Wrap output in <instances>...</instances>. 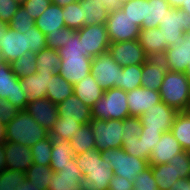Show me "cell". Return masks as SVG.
<instances>
[{"instance_id": "1", "label": "cell", "mask_w": 190, "mask_h": 190, "mask_svg": "<svg viewBox=\"0 0 190 190\" xmlns=\"http://www.w3.org/2000/svg\"><path fill=\"white\" fill-rule=\"evenodd\" d=\"M45 48H47L46 35L36 26L31 27L25 33L8 26L0 41V53L7 63L17 60L29 51L39 53Z\"/></svg>"}, {"instance_id": "2", "label": "cell", "mask_w": 190, "mask_h": 190, "mask_svg": "<svg viewBox=\"0 0 190 190\" xmlns=\"http://www.w3.org/2000/svg\"><path fill=\"white\" fill-rule=\"evenodd\" d=\"M79 170L83 174L81 190H109V182L114 173L112 166L101 157L95 148L74 156Z\"/></svg>"}, {"instance_id": "3", "label": "cell", "mask_w": 190, "mask_h": 190, "mask_svg": "<svg viewBox=\"0 0 190 190\" xmlns=\"http://www.w3.org/2000/svg\"><path fill=\"white\" fill-rule=\"evenodd\" d=\"M161 101L178 112L190 106V80L185 72L168 70L159 89Z\"/></svg>"}, {"instance_id": "4", "label": "cell", "mask_w": 190, "mask_h": 190, "mask_svg": "<svg viewBox=\"0 0 190 190\" xmlns=\"http://www.w3.org/2000/svg\"><path fill=\"white\" fill-rule=\"evenodd\" d=\"M6 127V141L22 144L27 147L35 145L38 141L49 135V132L25 110H19Z\"/></svg>"}, {"instance_id": "5", "label": "cell", "mask_w": 190, "mask_h": 190, "mask_svg": "<svg viewBox=\"0 0 190 190\" xmlns=\"http://www.w3.org/2000/svg\"><path fill=\"white\" fill-rule=\"evenodd\" d=\"M92 119L124 120L129 117L127 92L120 88L105 90L103 96L91 107Z\"/></svg>"}, {"instance_id": "6", "label": "cell", "mask_w": 190, "mask_h": 190, "mask_svg": "<svg viewBox=\"0 0 190 190\" xmlns=\"http://www.w3.org/2000/svg\"><path fill=\"white\" fill-rule=\"evenodd\" d=\"M101 157L112 166L114 175L122 176L130 182L149 166L148 160L128 155L123 148L103 150Z\"/></svg>"}, {"instance_id": "7", "label": "cell", "mask_w": 190, "mask_h": 190, "mask_svg": "<svg viewBox=\"0 0 190 190\" xmlns=\"http://www.w3.org/2000/svg\"><path fill=\"white\" fill-rule=\"evenodd\" d=\"M90 124L94 133L95 149L97 151L122 148V137L125 135L123 120L92 119Z\"/></svg>"}, {"instance_id": "8", "label": "cell", "mask_w": 190, "mask_h": 190, "mask_svg": "<svg viewBox=\"0 0 190 190\" xmlns=\"http://www.w3.org/2000/svg\"><path fill=\"white\" fill-rule=\"evenodd\" d=\"M121 72L122 66L113 60L109 51L92 58L91 74L104 91L120 88Z\"/></svg>"}, {"instance_id": "9", "label": "cell", "mask_w": 190, "mask_h": 190, "mask_svg": "<svg viewBox=\"0 0 190 190\" xmlns=\"http://www.w3.org/2000/svg\"><path fill=\"white\" fill-rule=\"evenodd\" d=\"M105 25L110 43L139 39L140 26L133 23L121 8L109 11Z\"/></svg>"}, {"instance_id": "10", "label": "cell", "mask_w": 190, "mask_h": 190, "mask_svg": "<svg viewBox=\"0 0 190 190\" xmlns=\"http://www.w3.org/2000/svg\"><path fill=\"white\" fill-rule=\"evenodd\" d=\"M164 42L168 47L183 42V35L190 31V14L179 8H170L159 22Z\"/></svg>"}, {"instance_id": "11", "label": "cell", "mask_w": 190, "mask_h": 190, "mask_svg": "<svg viewBox=\"0 0 190 190\" xmlns=\"http://www.w3.org/2000/svg\"><path fill=\"white\" fill-rule=\"evenodd\" d=\"M0 97L8 100L19 110H25L27 95L21 89V81L14 74L10 63L0 65Z\"/></svg>"}, {"instance_id": "12", "label": "cell", "mask_w": 190, "mask_h": 190, "mask_svg": "<svg viewBox=\"0 0 190 190\" xmlns=\"http://www.w3.org/2000/svg\"><path fill=\"white\" fill-rule=\"evenodd\" d=\"M76 32L82 41L85 56L93 58L108 51L110 41L105 24L83 26Z\"/></svg>"}, {"instance_id": "13", "label": "cell", "mask_w": 190, "mask_h": 190, "mask_svg": "<svg viewBox=\"0 0 190 190\" xmlns=\"http://www.w3.org/2000/svg\"><path fill=\"white\" fill-rule=\"evenodd\" d=\"M179 112L169 107L163 101L154 104L152 108L142 114L139 119L142 123V128L152 131L169 132L173 126L175 118Z\"/></svg>"}, {"instance_id": "14", "label": "cell", "mask_w": 190, "mask_h": 190, "mask_svg": "<svg viewBox=\"0 0 190 190\" xmlns=\"http://www.w3.org/2000/svg\"><path fill=\"white\" fill-rule=\"evenodd\" d=\"M108 51L112 55L113 60L122 67L143 65L149 59L139 40L112 42Z\"/></svg>"}, {"instance_id": "15", "label": "cell", "mask_w": 190, "mask_h": 190, "mask_svg": "<svg viewBox=\"0 0 190 190\" xmlns=\"http://www.w3.org/2000/svg\"><path fill=\"white\" fill-rule=\"evenodd\" d=\"M58 73L72 85L91 73L92 57L60 56Z\"/></svg>"}, {"instance_id": "16", "label": "cell", "mask_w": 190, "mask_h": 190, "mask_svg": "<svg viewBox=\"0 0 190 190\" xmlns=\"http://www.w3.org/2000/svg\"><path fill=\"white\" fill-rule=\"evenodd\" d=\"M168 70L185 72L190 63V31L183 35V42H177L168 47L161 58Z\"/></svg>"}, {"instance_id": "17", "label": "cell", "mask_w": 190, "mask_h": 190, "mask_svg": "<svg viewBox=\"0 0 190 190\" xmlns=\"http://www.w3.org/2000/svg\"><path fill=\"white\" fill-rule=\"evenodd\" d=\"M161 102L159 91L142 86L127 92V104L130 116L140 117L154 104Z\"/></svg>"}, {"instance_id": "18", "label": "cell", "mask_w": 190, "mask_h": 190, "mask_svg": "<svg viewBox=\"0 0 190 190\" xmlns=\"http://www.w3.org/2000/svg\"><path fill=\"white\" fill-rule=\"evenodd\" d=\"M25 111L48 132L51 131L59 117L57 104L47 98L28 102Z\"/></svg>"}, {"instance_id": "19", "label": "cell", "mask_w": 190, "mask_h": 190, "mask_svg": "<svg viewBox=\"0 0 190 190\" xmlns=\"http://www.w3.org/2000/svg\"><path fill=\"white\" fill-rule=\"evenodd\" d=\"M83 177L74 157L69 165L53 173L47 190H81L80 181Z\"/></svg>"}, {"instance_id": "20", "label": "cell", "mask_w": 190, "mask_h": 190, "mask_svg": "<svg viewBox=\"0 0 190 190\" xmlns=\"http://www.w3.org/2000/svg\"><path fill=\"white\" fill-rule=\"evenodd\" d=\"M178 140L169 132H164L161 135L160 141L154 146L150 154L149 165L167 164L171 159L182 152Z\"/></svg>"}, {"instance_id": "21", "label": "cell", "mask_w": 190, "mask_h": 190, "mask_svg": "<svg viewBox=\"0 0 190 190\" xmlns=\"http://www.w3.org/2000/svg\"><path fill=\"white\" fill-rule=\"evenodd\" d=\"M6 169L26 172L33 164L30 147L22 144L5 142Z\"/></svg>"}, {"instance_id": "22", "label": "cell", "mask_w": 190, "mask_h": 190, "mask_svg": "<svg viewBox=\"0 0 190 190\" xmlns=\"http://www.w3.org/2000/svg\"><path fill=\"white\" fill-rule=\"evenodd\" d=\"M58 116L88 124L92 121L91 108L84 104L75 94L57 104Z\"/></svg>"}, {"instance_id": "23", "label": "cell", "mask_w": 190, "mask_h": 190, "mask_svg": "<svg viewBox=\"0 0 190 190\" xmlns=\"http://www.w3.org/2000/svg\"><path fill=\"white\" fill-rule=\"evenodd\" d=\"M53 74L55 72H36L27 77L19 78L21 89L27 95L28 102L46 98L47 85Z\"/></svg>"}, {"instance_id": "24", "label": "cell", "mask_w": 190, "mask_h": 190, "mask_svg": "<svg viewBox=\"0 0 190 190\" xmlns=\"http://www.w3.org/2000/svg\"><path fill=\"white\" fill-rule=\"evenodd\" d=\"M168 68L161 58H149L142 65L141 86L159 91Z\"/></svg>"}, {"instance_id": "25", "label": "cell", "mask_w": 190, "mask_h": 190, "mask_svg": "<svg viewBox=\"0 0 190 190\" xmlns=\"http://www.w3.org/2000/svg\"><path fill=\"white\" fill-rule=\"evenodd\" d=\"M138 40L148 58H162L168 48L160 28L141 29Z\"/></svg>"}, {"instance_id": "26", "label": "cell", "mask_w": 190, "mask_h": 190, "mask_svg": "<svg viewBox=\"0 0 190 190\" xmlns=\"http://www.w3.org/2000/svg\"><path fill=\"white\" fill-rule=\"evenodd\" d=\"M73 93L90 108L103 96L104 90L90 73L73 85Z\"/></svg>"}, {"instance_id": "27", "label": "cell", "mask_w": 190, "mask_h": 190, "mask_svg": "<svg viewBox=\"0 0 190 190\" xmlns=\"http://www.w3.org/2000/svg\"><path fill=\"white\" fill-rule=\"evenodd\" d=\"M35 26L45 35L65 28L63 8L51 2L48 8L35 20Z\"/></svg>"}, {"instance_id": "28", "label": "cell", "mask_w": 190, "mask_h": 190, "mask_svg": "<svg viewBox=\"0 0 190 190\" xmlns=\"http://www.w3.org/2000/svg\"><path fill=\"white\" fill-rule=\"evenodd\" d=\"M170 8L167 0H145V17L141 29L158 28L160 20Z\"/></svg>"}, {"instance_id": "29", "label": "cell", "mask_w": 190, "mask_h": 190, "mask_svg": "<svg viewBox=\"0 0 190 190\" xmlns=\"http://www.w3.org/2000/svg\"><path fill=\"white\" fill-rule=\"evenodd\" d=\"M82 6L84 26L105 24L108 19L109 10L105 4L96 0H79Z\"/></svg>"}, {"instance_id": "30", "label": "cell", "mask_w": 190, "mask_h": 190, "mask_svg": "<svg viewBox=\"0 0 190 190\" xmlns=\"http://www.w3.org/2000/svg\"><path fill=\"white\" fill-rule=\"evenodd\" d=\"M70 141L53 139L50 167L54 172L61 171L74 158Z\"/></svg>"}, {"instance_id": "31", "label": "cell", "mask_w": 190, "mask_h": 190, "mask_svg": "<svg viewBox=\"0 0 190 190\" xmlns=\"http://www.w3.org/2000/svg\"><path fill=\"white\" fill-rule=\"evenodd\" d=\"M73 93V85L64 79L59 73H55L50 77L47 85L46 98L54 104L61 103Z\"/></svg>"}, {"instance_id": "32", "label": "cell", "mask_w": 190, "mask_h": 190, "mask_svg": "<svg viewBox=\"0 0 190 190\" xmlns=\"http://www.w3.org/2000/svg\"><path fill=\"white\" fill-rule=\"evenodd\" d=\"M71 147L75 156L86 152L87 150L95 148V138L92 131L91 124H84L72 136Z\"/></svg>"}, {"instance_id": "33", "label": "cell", "mask_w": 190, "mask_h": 190, "mask_svg": "<svg viewBox=\"0 0 190 190\" xmlns=\"http://www.w3.org/2000/svg\"><path fill=\"white\" fill-rule=\"evenodd\" d=\"M178 140L181 148L190 152V115L187 112H179L170 130Z\"/></svg>"}, {"instance_id": "34", "label": "cell", "mask_w": 190, "mask_h": 190, "mask_svg": "<svg viewBox=\"0 0 190 190\" xmlns=\"http://www.w3.org/2000/svg\"><path fill=\"white\" fill-rule=\"evenodd\" d=\"M152 174L159 190H169L180 179L174 165L169 163L152 166Z\"/></svg>"}, {"instance_id": "35", "label": "cell", "mask_w": 190, "mask_h": 190, "mask_svg": "<svg viewBox=\"0 0 190 190\" xmlns=\"http://www.w3.org/2000/svg\"><path fill=\"white\" fill-rule=\"evenodd\" d=\"M26 173V179L38 186L40 190H47L54 171L50 166L33 163Z\"/></svg>"}, {"instance_id": "36", "label": "cell", "mask_w": 190, "mask_h": 190, "mask_svg": "<svg viewBox=\"0 0 190 190\" xmlns=\"http://www.w3.org/2000/svg\"><path fill=\"white\" fill-rule=\"evenodd\" d=\"M83 126L82 123L76 120L58 117L49 135L53 139L70 141L73 134Z\"/></svg>"}, {"instance_id": "37", "label": "cell", "mask_w": 190, "mask_h": 190, "mask_svg": "<svg viewBox=\"0 0 190 190\" xmlns=\"http://www.w3.org/2000/svg\"><path fill=\"white\" fill-rule=\"evenodd\" d=\"M60 61L58 50L45 48L36 55L37 72L58 73Z\"/></svg>"}, {"instance_id": "38", "label": "cell", "mask_w": 190, "mask_h": 190, "mask_svg": "<svg viewBox=\"0 0 190 190\" xmlns=\"http://www.w3.org/2000/svg\"><path fill=\"white\" fill-rule=\"evenodd\" d=\"M36 55L37 53L29 51L10 63L16 77L23 78L37 72Z\"/></svg>"}, {"instance_id": "39", "label": "cell", "mask_w": 190, "mask_h": 190, "mask_svg": "<svg viewBox=\"0 0 190 190\" xmlns=\"http://www.w3.org/2000/svg\"><path fill=\"white\" fill-rule=\"evenodd\" d=\"M142 65L122 67L120 74V89L128 92L141 86Z\"/></svg>"}, {"instance_id": "40", "label": "cell", "mask_w": 190, "mask_h": 190, "mask_svg": "<svg viewBox=\"0 0 190 190\" xmlns=\"http://www.w3.org/2000/svg\"><path fill=\"white\" fill-rule=\"evenodd\" d=\"M53 138L48 135L30 147L33 163L50 166Z\"/></svg>"}, {"instance_id": "41", "label": "cell", "mask_w": 190, "mask_h": 190, "mask_svg": "<svg viewBox=\"0 0 190 190\" xmlns=\"http://www.w3.org/2000/svg\"><path fill=\"white\" fill-rule=\"evenodd\" d=\"M63 18L67 28L75 31L81 29L84 26V18L80 2L76 1L63 7Z\"/></svg>"}, {"instance_id": "42", "label": "cell", "mask_w": 190, "mask_h": 190, "mask_svg": "<svg viewBox=\"0 0 190 190\" xmlns=\"http://www.w3.org/2000/svg\"><path fill=\"white\" fill-rule=\"evenodd\" d=\"M120 8L128 17L141 28L142 21L145 17V0H129L120 5Z\"/></svg>"}, {"instance_id": "43", "label": "cell", "mask_w": 190, "mask_h": 190, "mask_svg": "<svg viewBox=\"0 0 190 190\" xmlns=\"http://www.w3.org/2000/svg\"><path fill=\"white\" fill-rule=\"evenodd\" d=\"M8 26L11 29L25 33L27 30H30L31 27L35 26V20H33L32 16L20 5L12 17V20L8 23Z\"/></svg>"}, {"instance_id": "44", "label": "cell", "mask_w": 190, "mask_h": 190, "mask_svg": "<svg viewBox=\"0 0 190 190\" xmlns=\"http://www.w3.org/2000/svg\"><path fill=\"white\" fill-rule=\"evenodd\" d=\"M25 180V172L5 169L0 174V190H15V187L22 185Z\"/></svg>"}, {"instance_id": "45", "label": "cell", "mask_w": 190, "mask_h": 190, "mask_svg": "<svg viewBox=\"0 0 190 190\" xmlns=\"http://www.w3.org/2000/svg\"><path fill=\"white\" fill-rule=\"evenodd\" d=\"M162 133V131H152L147 130V128H142L138 137L140 140H142L143 159H150L152 149L158 143V141H160Z\"/></svg>"}, {"instance_id": "46", "label": "cell", "mask_w": 190, "mask_h": 190, "mask_svg": "<svg viewBox=\"0 0 190 190\" xmlns=\"http://www.w3.org/2000/svg\"><path fill=\"white\" fill-rule=\"evenodd\" d=\"M156 182L152 174V166L149 165L134 178L133 190H159Z\"/></svg>"}, {"instance_id": "47", "label": "cell", "mask_w": 190, "mask_h": 190, "mask_svg": "<svg viewBox=\"0 0 190 190\" xmlns=\"http://www.w3.org/2000/svg\"><path fill=\"white\" fill-rule=\"evenodd\" d=\"M75 32L71 28H60L55 32H50L46 35L47 48L59 50L65 45V42L70 39V36Z\"/></svg>"}, {"instance_id": "48", "label": "cell", "mask_w": 190, "mask_h": 190, "mask_svg": "<svg viewBox=\"0 0 190 190\" xmlns=\"http://www.w3.org/2000/svg\"><path fill=\"white\" fill-rule=\"evenodd\" d=\"M170 165H174L177 175L180 179L190 177V152L183 150L176 156H174L169 162Z\"/></svg>"}, {"instance_id": "49", "label": "cell", "mask_w": 190, "mask_h": 190, "mask_svg": "<svg viewBox=\"0 0 190 190\" xmlns=\"http://www.w3.org/2000/svg\"><path fill=\"white\" fill-rule=\"evenodd\" d=\"M59 56H85L82 41L79 40L78 33L75 31L65 45L58 50Z\"/></svg>"}, {"instance_id": "50", "label": "cell", "mask_w": 190, "mask_h": 190, "mask_svg": "<svg viewBox=\"0 0 190 190\" xmlns=\"http://www.w3.org/2000/svg\"><path fill=\"white\" fill-rule=\"evenodd\" d=\"M123 129L124 136L123 141L125 139L137 138L140 135L142 130V123L139 117L129 116L123 120Z\"/></svg>"}, {"instance_id": "51", "label": "cell", "mask_w": 190, "mask_h": 190, "mask_svg": "<svg viewBox=\"0 0 190 190\" xmlns=\"http://www.w3.org/2000/svg\"><path fill=\"white\" fill-rule=\"evenodd\" d=\"M51 0H26L21 4L22 7L36 20L50 5Z\"/></svg>"}, {"instance_id": "52", "label": "cell", "mask_w": 190, "mask_h": 190, "mask_svg": "<svg viewBox=\"0 0 190 190\" xmlns=\"http://www.w3.org/2000/svg\"><path fill=\"white\" fill-rule=\"evenodd\" d=\"M19 6L16 0H0V21L9 23Z\"/></svg>"}, {"instance_id": "53", "label": "cell", "mask_w": 190, "mask_h": 190, "mask_svg": "<svg viewBox=\"0 0 190 190\" xmlns=\"http://www.w3.org/2000/svg\"><path fill=\"white\" fill-rule=\"evenodd\" d=\"M19 109L6 99L0 97V123L7 125L18 113Z\"/></svg>"}, {"instance_id": "54", "label": "cell", "mask_w": 190, "mask_h": 190, "mask_svg": "<svg viewBox=\"0 0 190 190\" xmlns=\"http://www.w3.org/2000/svg\"><path fill=\"white\" fill-rule=\"evenodd\" d=\"M122 148L128 155L143 159V145L139 137L125 139L122 143Z\"/></svg>"}, {"instance_id": "55", "label": "cell", "mask_w": 190, "mask_h": 190, "mask_svg": "<svg viewBox=\"0 0 190 190\" xmlns=\"http://www.w3.org/2000/svg\"><path fill=\"white\" fill-rule=\"evenodd\" d=\"M109 190H133V182L122 176L113 175L109 182Z\"/></svg>"}, {"instance_id": "56", "label": "cell", "mask_w": 190, "mask_h": 190, "mask_svg": "<svg viewBox=\"0 0 190 190\" xmlns=\"http://www.w3.org/2000/svg\"><path fill=\"white\" fill-rule=\"evenodd\" d=\"M169 190H190V177L179 179Z\"/></svg>"}, {"instance_id": "57", "label": "cell", "mask_w": 190, "mask_h": 190, "mask_svg": "<svg viewBox=\"0 0 190 190\" xmlns=\"http://www.w3.org/2000/svg\"><path fill=\"white\" fill-rule=\"evenodd\" d=\"M97 2H99L100 4H105L106 8L109 11H112L116 8H120V3L118 2V0H96Z\"/></svg>"}, {"instance_id": "58", "label": "cell", "mask_w": 190, "mask_h": 190, "mask_svg": "<svg viewBox=\"0 0 190 190\" xmlns=\"http://www.w3.org/2000/svg\"><path fill=\"white\" fill-rule=\"evenodd\" d=\"M6 169L5 143L0 144V174Z\"/></svg>"}, {"instance_id": "59", "label": "cell", "mask_w": 190, "mask_h": 190, "mask_svg": "<svg viewBox=\"0 0 190 190\" xmlns=\"http://www.w3.org/2000/svg\"><path fill=\"white\" fill-rule=\"evenodd\" d=\"M15 190H40V189L38 188V186H36L35 184L31 183L26 179L22 185L16 186Z\"/></svg>"}, {"instance_id": "60", "label": "cell", "mask_w": 190, "mask_h": 190, "mask_svg": "<svg viewBox=\"0 0 190 190\" xmlns=\"http://www.w3.org/2000/svg\"><path fill=\"white\" fill-rule=\"evenodd\" d=\"M7 127L6 125L0 123V144L6 142Z\"/></svg>"}, {"instance_id": "61", "label": "cell", "mask_w": 190, "mask_h": 190, "mask_svg": "<svg viewBox=\"0 0 190 190\" xmlns=\"http://www.w3.org/2000/svg\"><path fill=\"white\" fill-rule=\"evenodd\" d=\"M76 1H79V0H51L53 4H57L62 8Z\"/></svg>"}, {"instance_id": "62", "label": "cell", "mask_w": 190, "mask_h": 190, "mask_svg": "<svg viewBox=\"0 0 190 190\" xmlns=\"http://www.w3.org/2000/svg\"><path fill=\"white\" fill-rule=\"evenodd\" d=\"M167 2L171 6V8H179L184 0H167Z\"/></svg>"}, {"instance_id": "63", "label": "cell", "mask_w": 190, "mask_h": 190, "mask_svg": "<svg viewBox=\"0 0 190 190\" xmlns=\"http://www.w3.org/2000/svg\"><path fill=\"white\" fill-rule=\"evenodd\" d=\"M179 9L188 12L190 14V0H184Z\"/></svg>"}, {"instance_id": "64", "label": "cell", "mask_w": 190, "mask_h": 190, "mask_svg": "<svg viewBox=\"0 0 190 190\" xmlns=\"http://www.w3.org/2000/svg\"><path fill=\"white\" fill-rule=\"evenodd\" d=\"M8 27V23L0 21V41L6 33V28Z\"/></svg>"}, {"instance_id": "65", "label": "cell", "mask_w": 190, "mask_h": 190, "mask_svg": "<svg viewBox=\"0 0 190 190\" xmlns=\"http://www.w3.org/2000/svg\"><path fill=\"white\" fill-rule=\"evenodd\" d=\"M185 74L188 77V79L190 80V63H188V65L186 67Z\"/></svg>"}, {"instance_id": "66", "label": "cell", "mask_w": 190, "mask_h": 190, "mask_svg": "<svg viewBox=\"0 0 190 190\" xmlns=\"http://www.w3.org/2000/svg\"><path fill=\"white\" fill-rule=\"evenodd\" d=\"M3 63H5V61L3 59V55L0 53V65H2Z\"/></svg>"}, {"instance_id": "67", "label": "cell", "mask_w": 190, "mask_h": 190, "mask_svg": "<svg viewBox=\"0 0 190 190\" xmlns=\"http://www.w3.org/2000/svg\"><path fill=\"white\" fill-rule=\"evenodd\" d=\"M129 0H118V2L120 3V4H123V3H126V2H128Z\"/></svg>"}, {"instance_id": "68", "label": "cell", "mask_w": 190, "mask_h": 190, "mask_svg": "<svg viewBox=\"0 0 190 190\" xmlns=\"http://www.w3.org/2000/svg\"><path fill=\"white\" fill-rule=\"evenodd\" d=\"M20 5L25 2L26 0H16Z\"/></svg>"}, {"instance_id": "69", "label": "cell", "mask_w": 190, "mask_h": 190, "mask_svg": "<svg viewBox=\"0 0 190 190\" xmlns=\"http://www.w3.org/2000/svg\"><path fill=\"white\" fill-rule=\"evenodd\" d=\"M186 112L190 115V106L188 107V109L186 110Z\"/></svg>"}]
</instances>
